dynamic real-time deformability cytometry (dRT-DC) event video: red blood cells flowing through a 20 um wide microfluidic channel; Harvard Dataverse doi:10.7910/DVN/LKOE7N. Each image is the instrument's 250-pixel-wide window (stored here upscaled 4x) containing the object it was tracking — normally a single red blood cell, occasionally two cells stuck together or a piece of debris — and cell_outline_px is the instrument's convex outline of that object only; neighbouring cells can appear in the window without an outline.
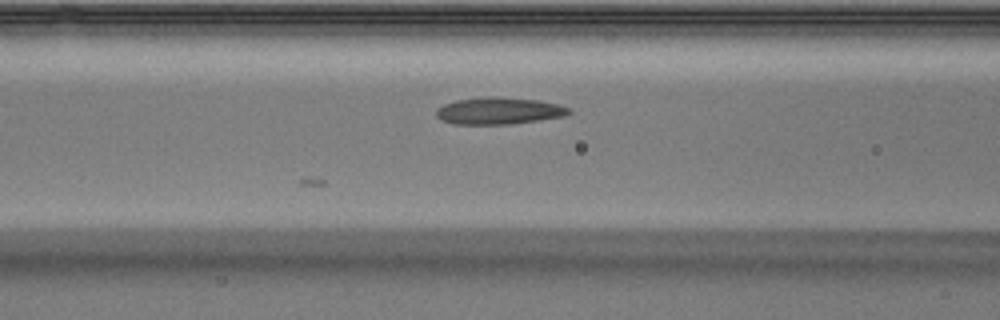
{"species": "Egyptian fruit bat (a non-hibernating species)", "species_latin": "Rousettus aegyptiacus", "temperature_condition": "warm", "stored_images_in_passage": 4, "camera_frame_rate_fps": 3000, "um_per_image_px": 0.085, "animal": {"sex": "male"}, "frame": {"image": 1, "passage_image": 4, "time_ms": 1.0, "image_size_px": [1000, 320], "cell_outline_px": [[572, 112], [564, 116], [508, 124], [456, 124], [444, 120], [436, 116], [436, 108], [444, 104], [456, 100], [480, 96], [496, 96], [536, 100], [560, 104], [568, 108]], "centroid_in_image_um": [42.38, 9.4], "position_along_channel_um": 124.2, "area_um2": 20.75}}